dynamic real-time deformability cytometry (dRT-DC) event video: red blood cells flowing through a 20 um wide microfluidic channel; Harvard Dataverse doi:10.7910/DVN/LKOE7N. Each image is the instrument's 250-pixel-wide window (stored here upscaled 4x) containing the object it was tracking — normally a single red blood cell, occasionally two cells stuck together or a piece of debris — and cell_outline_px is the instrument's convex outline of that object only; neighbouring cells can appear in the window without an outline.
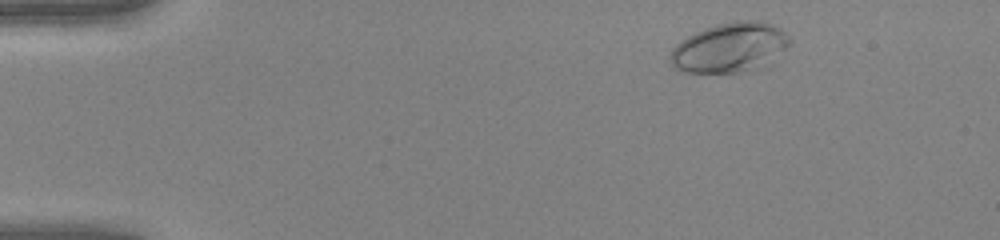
{"species": "human", "species_latin": "Homo sapiens", "temperature_condition": "warm", "stored_images_in_passage": 45, "camera_frame_rate_fps": 3000, "um_per_image_px": 0.085, "donor": {"sex": "female"}, "frame": {"image": 1, "passage_image": 3, "time_ms": 0.667, "image_size_px": [1000, 240], "cell_outline_px": [[792, 44], [768, 68], [756, 72], [684, 72], [676, 68], [668, 60], [668, 56], [672, 48], [676, 44], [688, 36], [704, 28], [716, 24], [736, 20], [764, 20], [780, 28], [792, 40]], "centroid_in_image_um": [62.13, 4.06], "position_along_channel_um": 22.9, "area_um2": 35.78}}
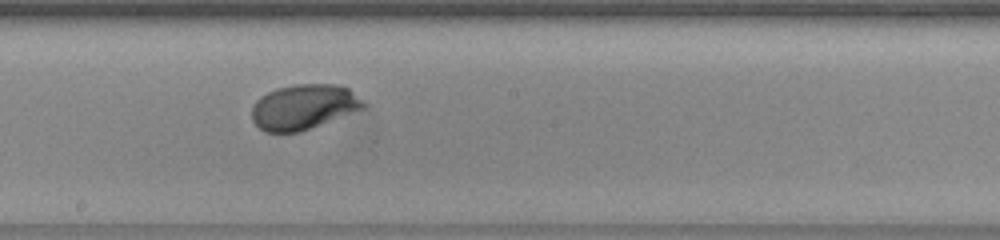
{"frame": {"image": 2, "passage_image": 24, "time_ms": 7.667, "image_size_px": [1000, 240], "cell_outline_px": [[368, 104], [364, 108], [300, 132], [264, 132], [252, 120], [252, 108], [256, 100], [260, 96], [276, 88], [296, 84], [336, 84], [348, 88]], "centroid_in_image_um": [25.81, 9.08], "position_along_channel_um": 222.4, "area_um2": 29.3}}
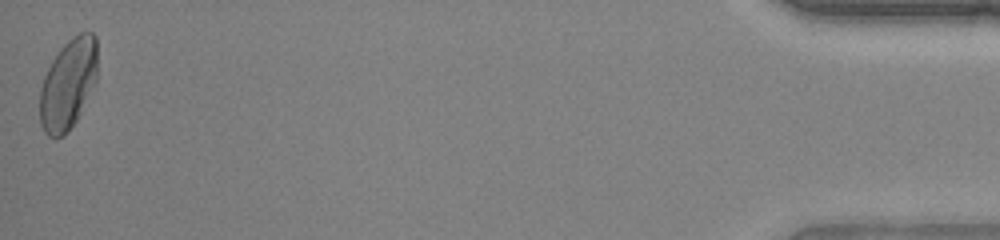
{"frame": {"image": 3, "passage_image": 45, "time_ms": 14.667, "image_size_px": [1000, 240], "cell_outline_px": [[96, 84], [76, 120], [68, 132], [64, 136], [48, 136], [44, 132], [40, 124], [40, 88], [44, 76], [52, 60], [60, 48], [72, 36], [80, 32], [92, 32], [96, 36]], "centroid_in_image_um": [5.79, 7.15], "position_along_channel_um": 429.4, "area_um2": 30.4}, "authors_computed_cell_mechanics": {"area_um2": 29.4202, "velocity_mm_per_s": 4.2292, "shape_relaxation_time_tau1_ms": 2.2669, "shape_relaxation_time_tau2_ms": null, "deformation_change_tau1": 0.1602, "deformation_change_tau2": null}}